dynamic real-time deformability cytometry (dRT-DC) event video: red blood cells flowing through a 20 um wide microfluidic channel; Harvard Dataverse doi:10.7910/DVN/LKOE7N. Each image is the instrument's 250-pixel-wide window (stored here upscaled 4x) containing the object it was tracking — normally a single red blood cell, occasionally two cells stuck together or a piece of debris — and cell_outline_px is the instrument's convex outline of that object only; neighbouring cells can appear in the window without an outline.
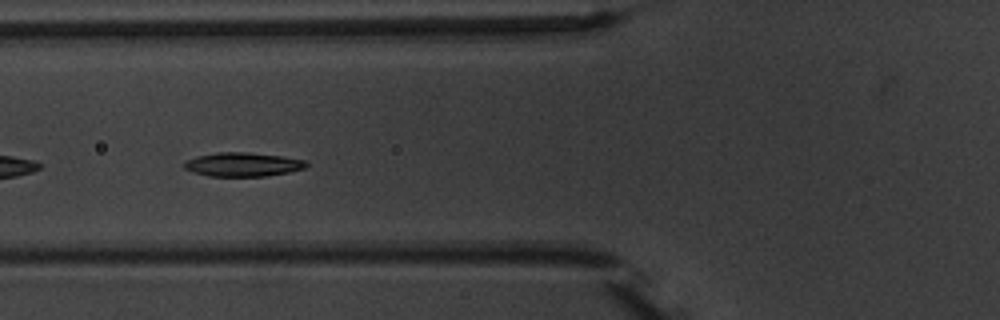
{"species": "common noctule bat (a hibernating species)", "species_latin": "Nyctalus noctula", "temperature_condition": "warm", "stored_images_in_passage": 10, "camera_frame_rate_fps": 3000, "um_per_image_px": 0.085, "animal": {"sex": "male", "body_mass_g": 20.1, "forearm_length_mm": 53.5}, "frame": {"image": 1, "passage_image": 6, "time_ms": 5.667, "image_size_px": [1000, 320], "cell_outline_px": [[308, 164], [304, 168], [288, 172], [264, 176], [208, 176], [184, 168], [180, 164], [196, 156], [216, 152], [248, 152], [280, 156], [308, 160]], "centroid_in_image_um": [20.63, 13.97], "position_along_channel_um": 105.2, "area_um2": 16.99}}
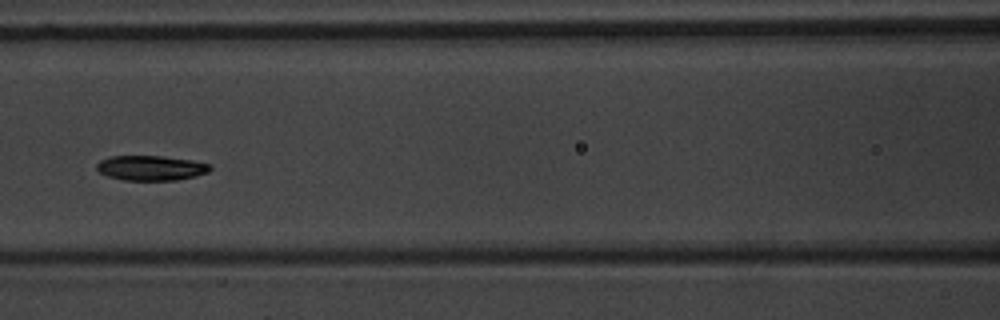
{"frame": {"image": 2, "passage_image": 7, "time_ms": 7.0, "image_size_px": [1000, 320], "cell_outline_px": [[212, 168], [208, 172], [196, 176], [176, 180], [124, 180], [108, 176], [100, 172], [96, 168], [96, 164], [100, 160], [112, 156], [164, 156], [192, 160], [212, 164]], "centroid_in_image_um": [12.86, 14.27], "position_along_channel_um": 153.7, "area_um2": 16.53}}
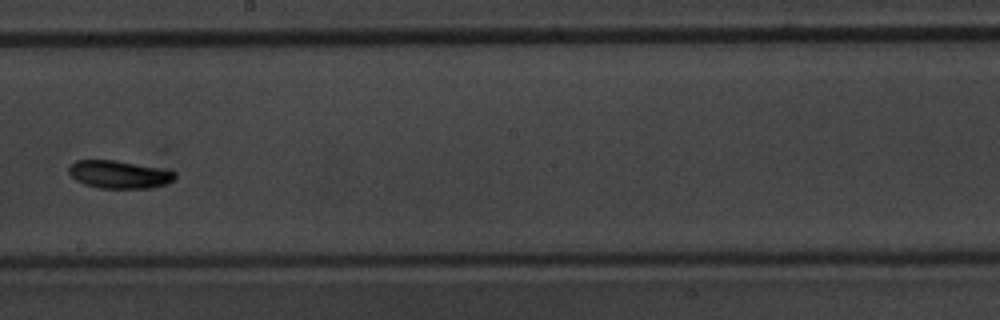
{"frame": {"image": 3, "passage_image": 9, "time_ms": 9.333, "image_size_px": [1000, 320], "cell_outline_px": [[176, 176], [172, 180], [164, 184], [152, 188], [100, 188], [84, 184], [76, 180], [68, 172], [68, 168], [76, 160], [116, 160], [168, 168], [176, 172]], "centroid_in_image_um": [10.17, 14.81], "position_along_channel_um": 238.0, "area_um2": 17.46}}